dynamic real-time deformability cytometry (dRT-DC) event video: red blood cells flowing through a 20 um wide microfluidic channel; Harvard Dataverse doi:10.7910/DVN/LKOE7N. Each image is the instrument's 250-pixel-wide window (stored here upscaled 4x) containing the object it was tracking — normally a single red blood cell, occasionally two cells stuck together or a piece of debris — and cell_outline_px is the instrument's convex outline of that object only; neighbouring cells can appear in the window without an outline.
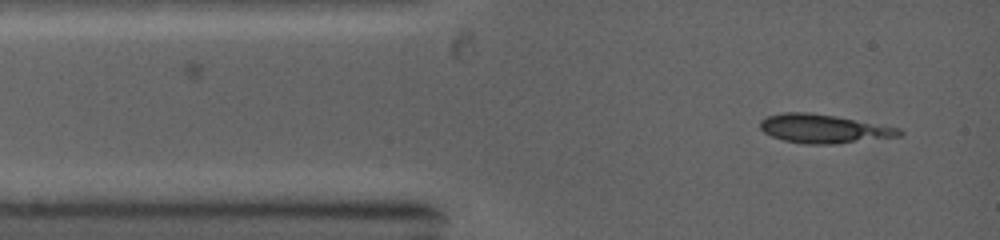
{"species": "common noctule bat (a hibernating species)", "species_latin": "Nyctalus noctula", "temperature_condition": "warm", "stored_images_in_passage": 56, "camera_frame_rate_fps": 5000, "um_per_image_px": 0.085, "animal": {"sex": "female", "body_mass_g": 19.0, "forearm_length_mm": 53.3}, "frame": {"image": 1, "passage_image": 1, "time_ms": 0.0, "image_size_px": [1000, 240], "cell_outline_px": [[904, 132], [900, 136], [832, 144], [804, 144], [784, 140], [772, 136], [764, 132], [760, 128], [760, 120], [768, 116], [784, 112], [808, 112], [836, 116], [900, 128]], "centroid_in_image_um": [70.0, 10.94], "position_along_channel_um": 15.0, "area_um2": 23.12}}